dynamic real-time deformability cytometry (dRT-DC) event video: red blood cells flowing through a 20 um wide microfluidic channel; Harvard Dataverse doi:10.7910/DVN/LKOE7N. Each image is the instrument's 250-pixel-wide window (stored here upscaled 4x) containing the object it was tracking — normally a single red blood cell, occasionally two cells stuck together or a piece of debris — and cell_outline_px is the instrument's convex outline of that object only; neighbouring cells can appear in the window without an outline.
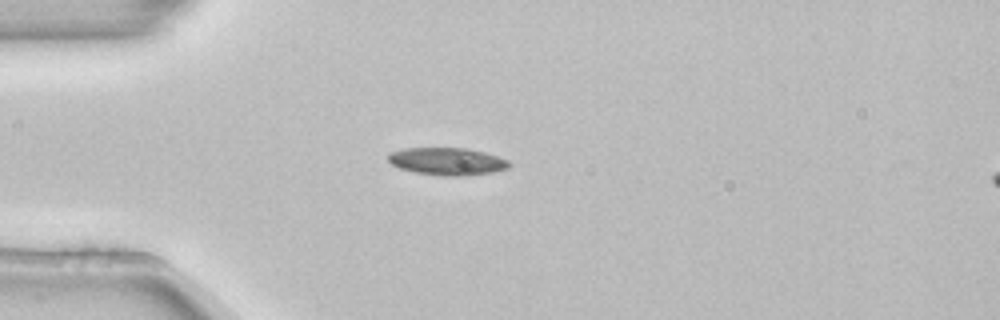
{"species": "common noctule bat (a hibernating species)", "species_latin": "Nyctalus noctula", "temperature_condition": "room temperature", "stored_images_in_passage": 2, "camera_frame_rate_fps": 3000, "um_per_image_px": 0.085, "animal": {"sex": "female", "body_mass_g": 22.7, "forearm_length_mm": 54.2}, "frame": {"image": 1, "passage_image": 2, "time_ms": 0.333, "image_size_px": [1000, 320], "cell_outline_px": [[512, 164], [508, 168], [492, 172], [464, 176], [440, 176], [416, 172], [400, 168], [392, 164], [388, 160], [388, 152], [404, 148], [468, 148], [484, 152], [508, 160]], "centroid_in_image_um": [38.01, 13.71], "position_along_channel_um": 47.0, "area_um2": 19.42}}